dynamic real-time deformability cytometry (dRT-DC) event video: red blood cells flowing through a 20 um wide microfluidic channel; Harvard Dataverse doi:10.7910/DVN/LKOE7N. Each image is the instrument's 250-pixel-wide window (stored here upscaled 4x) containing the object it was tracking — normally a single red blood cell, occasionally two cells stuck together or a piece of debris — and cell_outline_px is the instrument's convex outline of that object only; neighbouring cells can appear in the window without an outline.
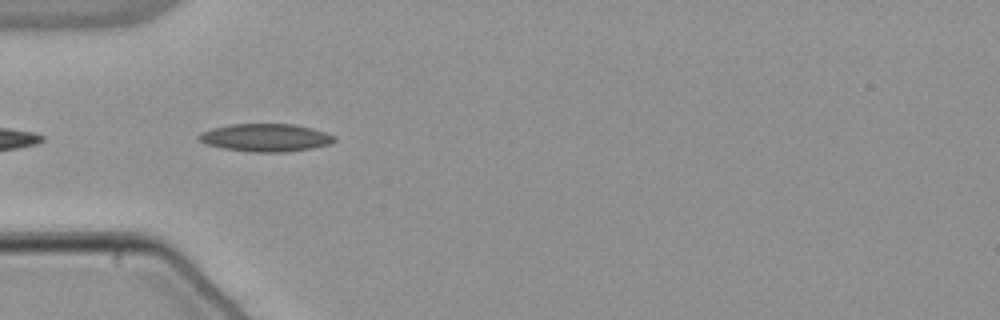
{"species": "common noctule bat (a hibernating species)", "species_latin": "Nyctalus noctula", "temperature_condition": "warm", "stored_images_in_passage": 9, "camera_frame_rate_fps": 3000, "um_per_image_px": 0.085, "animal": {"sex": "male", "body_mass_g": 21.5, "forearm_length_mm": 52.0}, "frame": {"image": 1, "passage_image": 2, "time_ms": 0.333, "image_size_px": [1000, 320], "cell_outline_px": [[336, 140], [332, 144], [312, 148], [284, 152], [252, 152], [224, 148], [208, 144], [200, 140], [196, 136], [200, 132], [212, 128], [228, 124], [296, 124], [328, 132], [336, 136]], "centroid_in_image_um": [22.63, 11.69], "position_along_channel_um": 62.4, "area_um2": 22.14}}